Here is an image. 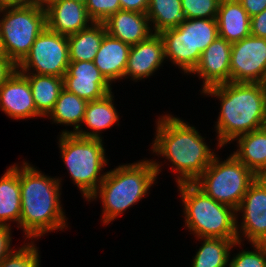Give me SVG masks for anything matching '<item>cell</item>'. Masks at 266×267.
Segmentation results:
<instances>
[{
	"label": "cell",
	"mask_w": 266,
	"mask_h": 267,
	"mask_svg": "<svg viewBox=\"0 0 266 267\" xmlns=\"http://www.w3.org/2000/svg\"><path fill=\"white\" fill-rule=\"evenodd\" d=\"M250 32L252 36L266 38V9L251 17Z\"/></svg>",
	"instance_id": "cell-33"
},
{
	"label": "cell",
	"mask_w": 266,
	"mask_h": 267,
	"mask_svg": "<svg viewBox=\"0 0 266 267\" xmlns=\"http://www.w3.org/2000/svg\"><path fill=\"white\" fill-rule=\"evenodd\" d=\"M201 94L214 96L221 103L214 127L218 149L266 126V84L228 82L209 87Z\"/></svg>",
	"instance_id": "cell-1"
},
{
	"label": "cell",
	"mask_w": 266,
	"mask_h": 267,
	"mask_svg": "<svg viewBox=\"0 0 266 267\" xmlns=\"http://www.w3.org/2000/svg\"><path fill=\"white\" fill-rule=\"evenodd\" d=\"M155 130L151 151L172 164L170 169L177 173L176 184L193 183L216 155L198 130L181 118L159 116Z\"/></svg>",
	"instance_id": "cell-3"
},
{
	"label": "cell",
	"mask_w": 266,
	"mask_h": 267,
	"mask_svg": "<svg viewBox=\"0 0 266 267\" xmlns=\"http://www.w3.org/2000/svg\"><path fill=\"white\" fill-rule=\"evenodd\" d=\"M52 1L54 0H36V5L46 7Z\"/></svg>",
	"instance_id": "cell-39"
},
{
	"label": "cell",
	"mask_w": 266,
	"mask_h": 267,
	"mask_svg": "<svg viewBox=\"0 0 266 267\" xmlns=\"http://www.w3.org/2000/svg\"><path fill=\"white\" fill-rule=\"evenodd\" d=\"M63 79L66 90L87 101L101 99L112 92V85L93 61L70 62Z\"/></svg>",
	"instance_id": "cell-13"
},
{
	"label": "cell",
	"mask_w": 266,
	"mask_h": 267,
	"mask_svg": "<svg viewBox=\"0 0 266 267\" xmlns=\"http://www.w3.org/2000/svg\"><path fill=\"white\" fill-rule=\"evenodd\" d=\"M45 10L47 27L64 36L86 29L94 22L86 6L73 0H54Z\"/></svg>",
	"instance_id": "cell-17"
},
{
	"label": "cell",
	"mask_w": 266,
	"mask_h": 267,
	"mask_svg": "<svg viewBox=\"0 0 266 267\" xmlns=\"http://www.w3.org/2000/svg\"><path fill=\"white\" fill-rule=\"evenodd\" d=\"M85 6L94 22H104L110 15L121 10L119 0H87Z\"/></svg>",
	"instance_id": "cell-32"
},
{
	"label": "cell",
	"mask_w": 266,
	"mask_h": 267,
	"mask_svg": "<svg viewBox=\"0 0 266 267\" xmlns=\"http://www.w3.org/2000/svg\"><path fill=\"white\" fill-rule=\"evenodd\" d=\"M251 245L253 251L242 249L232 259L229 255L228 267H266V244Z\"/></svg>",
	"instance_id": "cell-31"
},
{
	"label": "cell",
	"mask_w": 266,
	"mask_h": 267,
	"mask_svg": "<svg viewBox=\"0 0 266 267\" xmlns=\"http://www.w3.org/2000/svg\"><path fill=\"white\" fill-rule=\"evenodd\" d=\"M221 0H181L185 19L217 18Z\"/></svg>",
	"instance_id": "cell-30"
},
{
	"label": "cell",
	"mask_w": 266,
	"mask_h": 267,
	"mask_svg": "<svg viewBox=\"0 0 266 267\" xmlns=\"http://www.w3.org/2000/svg\"><path fill=\"white\" fill-rule=\"evenodd\" d=\"M216 19L219 37L230 43L251 35V17L238 0H221Z\"/></svg>",
	"instance_id": "cell-21"
},
{
	"label": "cell",
	"mask_w": 266,
	"mask_h": 267,
	"mask_svg": "<svg viewBox=\"0 0 266 267\" xmlns=\"http://www.w3.org/2000/svg\"><path fill=\"white\" fill-rule=\"evenodd\" d=\"M5 56L4 50H3V46H2V40H1V36H0V57Z\"/></svg>",
	"instance_id": "cell-40"
},
{
	"label": "cell",
	"mask_w": 266,
	"mask_h": 267,
	"mask_svg": "<svg viewBox=\"0 0 266 267\" xmlns=\"http://www.w3.org/2000/svg\"><path fill=\"white\" fill-rule=\"evenodd\" d=\"M106 34L103 22H93L86 29L67 36L70 62L94 61Z\"/></svg>",
	"instance_id": "cell-24"
},
{
	"label": "cell",
	"mask_w": 266,
	"mask_h": 267,
	"mask_svg": "<svg viewBox=\"0 0 266 267\" xmlns=\"http://www.w3.org/2000/svg\"><path fill=\"white\" fill-rule=\"evenodd\" d=\"M88 101L78 97L76 94L62 89L52 111L47 116L52 123L64 126H73V131L62 130L61 133H75L80 126H83L85 109Z\"/></svg>",
	"instance_id": "cell-25"
},
{
	"label": "cell",
	"mask_w": 266,
	"mask_h": 267,
	"mask_svg": "<svg viewBox=\"0 0 266 267\" xmlns=\"http://www.w3.org/2000/svg\"><path fill=\"white\" fill-rule=\"evenodd\" d=\"M0 36L5 56L18 66L29 54L37 36L46 28L45 7L0 9Z\"/></svg>",
	"instance_id": "cell-9"
},
{
	"label": "cell",
	"mask_w": 266,
	"mask_h": 267,
	"mask_svg": "<svg viewBox=\"0 0 266 267\" xmlns=\"http://www.w3.org/2000/svg\"><path fill=\"white\" fill-rule=\"evenodd\" d=\"M121 10L147 13L149 0H119Z\"/></svg>",
	"instance_id": "cell-35"
},
{
	"label": "cell",
	"mask_w": 266,
	"mask_h": 267,
	"mask_svg": "<svg viewBox=\"0 0 266 267\" xmlns=\"http://www.w3.org/2000/svg\"><path fill=\"white\" fill-rule=\"evenodd\" d=\"M218 156L193 183L215 201L237 209L258 176L232 153L224 161Z\"/></svg>",
	"instance_id": "cell-8"
},
{
	"label": "cell",
	"mask_w": 266,
	"mask_h": 267,
	"mask_svg": "<svg viewBox=\"0 0 266 267\" xmlns=\"http://www.w3.org/2000/svg\"><path fill=\"white\" fill-rule=\"evenodd\" d=\"M69 63L67 36L51 31L46 26L35 39L29 54L17 66V70L20 73L63 78Z\"/></svg>",
	"instance_id": "cell-10"
},
{
	"label": "cell",
	"mask_w": 266,
	"mask_h": 267,
	"mask_svg": "<svg viewBox=\"0 0 266 267\" xmlns=\"http://www.w3.org/2000/svg\"><path fill=\"white\" fill-rule=\"evenodd\" d=\"M130 48V44L108 34L103 37L93 62L110 84L124 79Z\"/></svg>",
	"instance_id": "cell-19"
},
{
	"label": "cell",
	"mask_w": 266,
	"mask_h": 267,
	"mask_svg": "<svg viewBox=\"0 0 266 267\" xmlns=\"http://www.w3.org/2000/svg\"><path fill=\"white\" fill-rule=\"evenodd\" d=\"M230 82L266 84V38L250 35L232 43Z\"/></svg>",
	"instance_id": "cell-12"
},
{
	"label": "cell",
	"mask_w": 266,
	"mask_h": 267,
	"mask_svg": "<svg viewBox=\"0 0 266 267\" xmlns=\"http://www.w3.org/2000/svg\"><path fill=\"white\" fill-rule=\"evenodd\" d=\"M35 241L15 249L0 263V267H40V255Z\"/></svg>",
	"instance_id": "cell-29"
},
{
	"label": "cell",
	"mask_w": 266,
	"mask_h": 267,
	"mask_svg": "<svg viewBox=\"0 0 266 267\" xmlns=\"http://www.w3.org/2000/svg\"><path fill=\"white\" fill-rule=\"evenodd\" d=\"M184 206L185 226L197 238L238 239L236 209L217 202L194 183L177 185Z\"/></svg>",
	"instance_id": "cell-5"
},
{
	"label": "cell",
	"mask_w": 266,
	"mask_h": 267,
	"mask_svg": "<svg viewBox=\"0 0 266 267\" xmlns=\"http://www.w3.org/2000/svg\"><path fill=\"white\" fill-rule=\"evenodd\" d=\"M197 239L203 242L193 258L192 267H228L231 250L237 245L238 247L242 245L238 239L212 237Z\"/></svg>",
	"instance_id": "cell-27"
},
{
	"label": "cell",
	"mask_w": 266,
	"mask_h": 267,
	"mask_svg": "<svg viewBox=\"0 0 266 267\" xmlns=\"http://www.w3.org/2000/svg\"><path fill=\"white\" fill-rule=\"evenodd\" d=\"M0 110L16 120L42 118L36 110L30 83L18 70L0 86Z\"/></svg>",
	"instance_id": "cell-14"
},
{
	"label": "cell",
	"mask_w": 266,
	"mask_h": 267,
	"mask_svg": "<svg viewBox=\"0 0 266 267\" xmlns=\"http://www.w3.org/2000/svg\"><path fill=\"white\" fill-rule=\"evenodd\" d=\"M21 218L20 166L14 164L0 178V225L18 226Z\"/></svg>",
	"instance_id": "cell-22"
},
{
	"label": "cell",
	"mask_w": 266,
	"mask_h": 267,
	"mask_svg": "<svg viewBox=\"0 0 266 267\" xmlns=\"http://www.w3.org/2000/svg\"><path fill=\"white\" fill-rule=\"evenodd\" d=\"M247 14L252 17L266 9V0H238Z\"/></svg>",
	"instance_id": "cell-36"
},
{
	"label": "cell",
	"mask_w": 266,
	"mask_h": 267,
	"mask_svg": "<svg viewBox=\"0 0 266 267\" xmlns=\"http://www.w3.org/2000/svg\"><path fill=\"white\" fill-rule=\"evenodd\" d=\"M103 23L109 36L130 45L137 44L153 34L146 13L119 10Z\"/></svg>",
	"instance_id": "cell-18"
},
{
	"label": "cell",
	"mask_w": 266,
	"mask_h": 267,
	"mask_svg": "<svg viewBox=\"0 0 266 267\" xmlns=\"http://www.w3.org/2000/svg\"><path fill=\"white\" fill-rule=\"evenodd\" d=\"M113 98L114 94L110 92L101 99L88 101L82 124L91 130L88 132L80 127L74 134L85 138L103 139L101 131L119 123V113L114 106Z\"/></svg>",
	"instance_id": "cell-20"
},
{
	"label": "cell",
	"mask_w": 266,
	"mask_h": 267,
	"mask_svg": "<svg viewBox=\"0 0 266 267\" xmlns=\"http://www.w3.org/2000/svg\"><path fill=\"white\" fill-rule=\"evenodd\" d=\"M22 74L30 83L37 112L42 117L48 116L64 88V79L49 75Z\"/></svg>",
	"instance_id": "cell-26"
},
{
	"label": "cell",
	"mask_w": 266,
	"mask_h": 267,
	"mask_svg": "<svg viewBox=\"0 0 266 267\" xmlns=\"http://www.w3.org/2000/svg\"><path fill=\"white\" fill-rule=\"evenodd\" d=\"M61 180L45 175L27 161L20 166L21 218L17 228L23 229L26 240L68 228L60 200Z\"/></svg>",
	"instance_id": "cell-2"
},
{
	"label": "cell",
	"mask_w": 266,
	"mask_h": 267,
	"mask_svg": "<svg viewBox=\"0 0 266 267\" xmlns=\"http://www.w3.org/2000/svg\"><path fill=\"white\" fill-rule=\"evenodd\" d=\"M159 35L165 59L189 75L198 65L202 52L219 36L217 19H185L178 27Z\"/></svg>",
	"instance_id": "cell-7"
},
{
	"label": "cell",
	"mask_w": 266,
	"mask_h": 267,
	"mask_svg": "<svg viewBox=\"0 0 266 267\" xmlns=\"http://www.w3.org/2000/svg\"><path fill=\"white\" fill-rule=\"evenodd\" d=\"M165 60L163 40L158 33L131 45L124 78L137 82L152 76Z\"/></svg>",
	"instance_id": "cell-16"
},
{
	"label": "cell",
	"mask_w": 266,
	"mask_h": 267,
	"mask_svg": "<svg viewBox=\"0 0 266 267\" xmlns=\"http://www.w3.org/2000/svg\"><path fill=\"white\" fill-rule=\"evenodd\" d=\"M233 155L257 176H266V126L237 137Z\"/></svg>",
	"instance_id": "cell-23"
},
{
	"label": "cell",
	"mask_w": 266,
	"mask_h": 267,
	"mask_svg": "<svg viewBox=\"0 0 266 267\" xmlns=\"http://www.w3.org/2000/svg\"><path fill=\"white\" fill-rule=\"evenodd\" d=\"M11 241V227L0 225V263L14 250Z\"/></svg>",
	"instance_id": "cell-34"
},
{
	"label": "cell",
	"mask_w": 266,
	"mask_h": 267,
	"mask_svg": "<svg viewBox=\"0 0 266 267\" xmlns=\"http://www.w3.org/2000/svg\"><path fill=\"white\" fill-rule=\"evenodd\" d=\"M161 163L153 159L119 165L106 175L89 202L101 198L102 222L110 224L127 208L138 203L151 190L161 172Z\"/></svg>",
	"instance_id": "cell-4"
},
{
	"label": "cell",
	"mask_w": 266,
	"mask_h": 267,
	"mask_svg": "<svg viewBox=\"0 0 266 267\" xmlns=\"http://www.w3.org/2000/svg\"><path fill=\"white\" fill-rule=\"evenodd\" d=\"M73 1L82 3L84 5H86V3H87V0H73Z\"/></svg>",
	"instance_id": "cell-41"
},
{
	"label": "cell",
	"mask_w": 266,
	"mask_h": 267,
	"mask_svg": "<svg viewBox=\"0 0 266 267\" xmlns=\"http://www.w3.org/2000/svg\"><path fill=\"white\" fill-rule=\"evenodd\" d=\"M146 15L152 32L158 34L178 27L185 20L181 0H149Z\"/></svg>",
	"instance_id": "cell-28"
},
{
	"label": "cell",
	"mask_w": 266,
	"mask_h": 267,
	"mask_svg": "<svg viewBox=\"0 0 266 267\" xmlns=\"http://www.w3.org/2000/svg\"><path fill=\"white\" fill-rule=\"evenodd\" d=\"M239 212V213H238ZM242 222L236 221L238 241L244 237L251 244H266V176H258L236 209Z\"/></svg>",
	"instance_id": "cell-11"
},
{
	"label": "cell",
	"mask_w": 266,
	"mask_h": 267,
	"mask_svg": "<svg viewBox=\"0 0 266 267\" xmlns=\"http://www.w3.org/2000/svg\"><path fill=\"white\" fill-rule=\"evenodd\" d=\"M36 5V0H0V9L7 7H29Z\"/></svg>",
	"instance_id": "cell-38"
},
{
	"label": "cell",
	"mask_w": 266,
	"mask_h": 267,
	"mask_svg": "<svg viewBox=\"0 0 266 267\" xmlns=\"http://www.w3.org/2000/svg\"><path fill=\"white\" fill-rule=\"evenodd\" d=\"M17 70V66L6 56L0 57V86Z\"/></svg>",
	"instance_id": "cell-37"
},
{
	"label": "cell",
	"mask_w": 266,
	"mask_h": 267,
	"mask_svg": "<svg viewBox=\"0 0 266 267\" xmlns=\"http://www.w3.org/2000/svg\"><path fill=\"white\" fill-rule=\"evenodd\" d=\"M58 138L61 158L70 178L88 201L106 175V172L101 174L108 164L103 140L73 133H61Z\"/></svg>",
	"instance_id": "cell-6"
},
{
	"label": "cell",
	"mask_w": 266,
	"mask_h": 267,
	"mask_svg": "<svg viewBox=\"0 0 266 267\" xmlns=\"http://www.w3.org/2000/svg\"><path fill=\"white\" fill-rule=\"evenodd\" d=\"M232 43L217 37L201 54L200 61L191 74L203 79L202 91L230 82Z\"/></svg>",
	"instance_id": "cell-15"
}]
</instances>
